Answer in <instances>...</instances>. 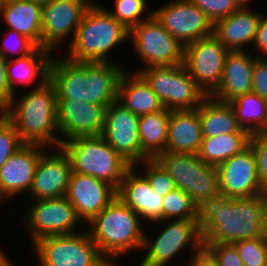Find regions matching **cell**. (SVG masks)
Instances as JSON below:
<instances>
[{
	"label": "cell",
	"instance_id": "obj_1",
	"mask_svg": "<svg viewBox=\"0 0 267 266\" xmlns=\"http://www.w3.org/2000/svg\"><path fill=\"white\" fill-rule=\"evenodd\" d=\"M114 62H75L52 56L49 80L54 84L57 99L81 100L109 106L118 100L119 83L126 71Z\"/></svg>",
	"mask_w": 267,
	"mask_h": 266
},
{
	"label": "cell",
	"instance_id": "obj_2",
	"mask_svg": "<svg viewBox=\"0 0 267 266\" xmlns=\"http://www.w3.org/2000/svg\"><path fill=\"white\" fill-rule=\"evenodd\" d=\"M203 242L234 243L267 237L261 194L219 197L201 210Z\"/></svg>",
	"mask_w": 267,
	"mask_h": 266
},
{
	"label": "cell",
	"instance_id": "obj_3",
	"mask_svg": "<svg viewBox=\"0 0 267 266\" xmlns=\"http://www.w3.org/2000/svg\"><path fill=\"white\" fill-rule=\"evenodd\" d=\"M30 90L21 96L16 92L2 114L14 125L24 144L60 147L54 84L47 80L39 87L34 84Z\"/></svg>",
	"mask_w": 267,
	"mask_h": 266
},
{
	"label": "cell",
	"instance_id": "obj_4",
	"mask_svg": "<svg viewBox=\"0 0 267 266\" xmlns=\"http://www.w3.org/2000/svg\"><path fill=\"white\" fill-rule=\"evenodd\" d=\"M88 224L92 241L112 266H118L125 253L141 252L145 222L117 197Z\"/></svg>",
	"mask_w": 267,
	"mask_h": 266
},
{
	"label": "cell",
	"instance_id": "obj_5",
	"mask_svg": "<svg viewBox=\"0 0 267 266\" xmlns=\"http://www.w3.org/2000/svg\"><path fill=\"white\" fill-rule=\"evenodd\" d=\"M92 3L77 28L65 57L75 62H113L108 55L129 39V30L106 11ZM108 55V56H107Z\"/></svg>",
	"mask_w": 267,
	"mask_h": 266
},
{
	"label": "cell",
	"instance_id": "obj_6",
	"mask_svg": "<svg viewBox=\"0 0 267 266\" xmlns=\"http://www.w3.org/2000/svg\"><path fill=\"white\" fill-rule=\"evenodd\" d=\"M72 172L90 175L119 189L131 165L100 136L77 137L61 143Z\"/></svg>",
	"mask_w": 267,
	"mask_h": 266
},
{
	"label": "cell",
	"instance_id": "obj_7",
	"mask_svg": "<svg viewBox=\"0 0 267 266\" xmlns=\"http://www.w3.org/2000/svg\"><path fill=\"white\" fill-rule=\"evenodd\" d=\"M155 159L200 210L220 197L217 167L204 163L197 154L164 152Z\"/></svg>",
	"mask_w": 267,
	"mask_h": 266
},
{
	"label": "cell",
	"instance_id": "obj_8",
	"mask_svg": "<svg viewBox=\"0 0 267 266\" xmlns=\"http://www.w3.org/2000/svg\"><path fill=\"white\" fill-rule=\"evenodd\" d=\"M154 223L156 226L162 223L165 225H162L163 229L161 228L160 232L157 231L154 239L151 237L152 234L148 236L149 232L144 234L141 251L145 254L140 262L146 265L170 266L174 259L180 258L178 256L183 251L189 250L193 254L204 246L200 220H160Z\"/></svg>",
	"mask_w": 267,
	"mask_h": 266
},
{
	"label": "cell",
	"instance_id": "obj_9",
	"mask_svg": "<svg viewBox=\"0 0 267 266\" xmlns=\"http://www.w3.org/2000/svg\"><path fill=\"white\" fill-rule=\"evenodd\" d=\"M81 231L45 236L34 242L31 247L38 265L112 266L99 252L87 228Z\"/></svg>",
	"mask_w": 267,
	"mask_h": 266
},
{
	"label": "cell",
	"instance_id": "obj_10",
	"mask_svg": "<svg viewBox=\"0 0 267 266\" xmlns=\"http://www.w3.org/2000/svg\"><path fill=\"white\" fill-rule=\"evenodd\" d=\"M137 70V71H136ZM167 110L196 109L207 97L184 64L136 69Z\"/></svg>",
	"mask_w": 267,
	"mask_h": 266
},
{
	"label": "cell",
	"instance_id": "obj_11",
	"mask_svg": "<svg viewBox=\"0 0 267 266\" xmlns=\"http://www.w3.org/2000/svg\"><path fill=\"white\" fill-rule=\"evenodd\" d=\"M129 40L144 65L140 69L183 63L184 45L167 32L154 15L130 29Z\"/></svg>",
	"mask_w": 267,
	"mask_h": 266
},
{
	"label": "cell",
	"instance_id": "obj_12",
	"mask_svg": "<svg viewBox=\"0 0 267 266\" xmlns=\"http://www.w3.org/2000/svg\"><path fill=\"white\" fill-rule=\"evenodd\" d=\"M26 211L21 220L31 244L45 236L79 232L83 224L66 196L33 201Z\"/></svg>",
	"mask_w": 267,
	"mask_h": 266
},
{
	"label": "cell",
	"instance_id": "obj_13",
	"mask_svg": "<svg viewBox=\"0 0 267 266\" xmlns=\"http://www.w3.org/2000/svg\"><path fill=\"white\" fill-rule=\"evenodd\" d=\"M228 53L214 34L184 46L183 64L207 96L217 88L221 80Z\"/></svg>",
	"mask_w": 267,
	"mask_h": 266
},
{
	"label": "cell",
	"instance_id": "obj_14",
	"mask_svg": "<svg viewBox=\"0 0 267 266\" xmlns=\"http://www.w3.org/2000/svg\"><path fill=\"white\" fill-rule=\"evenodd\" d=\"M153 15L184 46L213 34V23L189 0L167 1Z\"/></svg>",
	"mask_w": 267,
	"mask_h": 266
},
{
	"label": "cell",
	"instance_id": "obj_15",
	"mask_svg": "<svg viewBox=\"0 0 267 266\" xmlns=\"http://www.w3.org/2000/svg\"><path fill=\"white\" fill-rule=\"evenodd\" d=\"M94 0H53L42 6V48L53 52L59 44H70ZM58 46V47H57Z\"/></svg>",
	"mask_w": 267,
	"mask_h": 266
},
{
	"label": "cell",
	"instance_id": "obj_16",
	"mask_svg": "<svg viewBox=\"0 0 267 266\" xmlns=\"http://www.w3.org/2000/svg\"><path fill=\"white\" fill-rule=\"evenodd\" d=\"M139 116L118 100L106 108L104 140L131 166L141 163V141L138 131Z\"/></svg>",
	"mask_w": 267,
	"mask_h": 266
},
{
	"label": "cell",
	"instance_id": "obj_17",
	"mask_svg": "<svg viewBox=\"0 0 267 266\" xmlns=\"http://www.w3.org/2000/svg\"><path fill=\"white\" fill-rule=\"evenodd\" d=\"M217 171L221 197L255 196L265 189L259 180L256 156L250 145L219 164Z\"/></svg>",
	"mask_w": 267,
	"mask_h": 266
},
{
	"label": "cell",
	"instance_id": "obj_18",
	"mask_svg": "<svg viewBox=\"0 0 267 266\" xmlns=\"http://www.w3.org/2000/svg\"><path fill=\"white\" fill-rule=\"evenodd\" d=\"M108 106L81 100L57 99V122L61 143L77 137L102 135Z\"/></svg>",
	"mask_w": 267,
	"mask_h": 266
},
{
	"label": "cell",
	"instance_id": "obj_19",
	"mask_svg": "<svg viewBox=\"0 0 267 266\" xmlns=\"http://www.w3.org/2000/svg\"><path fill=\"white\" fill-rule=\"evenodd\" d=\"M52 150L47 148L41 154L37 164L32 185L28 191L34 201L63 197L68 191L72 173L70 158L62 147H54Z\"/></svg>",
	"mask_w": 267,
	"mask_h": 266
},
{
	"label": "cell",
	"instance_id": "obj_20",
	"mask_svg": "<svg viewBox=\"0 0 267 266\" xmlns=\"http://www.w3.org/2000/svg\"><path fill=\"white\" fill-rule=\"evenodd\" d=\"M66 197L77 217L88 224L117 197V190L95 177L72 172Z\"/></svg>",
	"mask_w": 267,
	"mask_h": 266
},
{
	"label": "cell",
	"instance_id": "obj_21",
	"mask_svg": "<svg viewBox=\"0 0 267 266\" xmlns=\"http://www.w3.org/2000/svg\"><path fill=\"white\" fill-rule=\"evenodd\" d=\"M47 147L24 144L0 168V196L6 201L30 190L41 154Z\"/></svg>",
	"mask_w": 267,
	"mask_h": 266
},
{
	"label": "cell",
	"instance_id": "obj_22",
	"mask_svg": "<svg viewBox=\"0 0 267 266\" xmlns=\"http://www.w3.org/2000/svg\"><path fill=\"white\" fill-rule=\"evenodd\" d=\"M117 198L138 214L142 221L155 225L154 222L163 220V197L153 191L147 179L134 166L125 172Z\"/></svg>",
	"mask_w": 267,
	"mask_h": 266
},
{
	"label": "cell",
	"instance_id": "obj_23",
	"mask_svg": "<svg viewBox=\"0 0 267 266\" xmlns=\"http://www.w3.org/2000/svg\"><path fill=\"white\" fill-rule=\"evenodd\" d=\"M248 51L229 52L217 88L209 95L221 102L252 92V72L257 57Z\"/></svg>",
	"mask_w": 267,
	"mask_h": 266
},
{
	"label": "cell",
	"instance_id": "obj_24",
	"mask_svg": "<svg viewBox=\"0 0 267 266\" xmlns=\"http://www.w3.org/2000/svg\"><path fill=\"white\" fill-rule=\"evenodd\" d=\"M261 16L262 13L253 8H239L218 20L213 26V34L229 52L249 51L245 47L253 45Z\"/></svg>",
	"mask_w": 267,
	"mask_h": 266
},
{
	"label": "cell",
	"instance_id": "obj_25",
	"mask_svg": "<svg viewBox=\"0 0 267 266\" xmlns=\"http://www.w3.org/2000/svg\"><path fill=\"white\" fill-rule=\"evenodd\" d=\"M202 139L199 106L170 111L166 152L197 154Z\"/></svg>",
	"mask_w": 267,
	"mask_h": 266
},
{
	"label": "cell",
	"instance_id": "obj_26",
	"mask_svg": "<svg viewBox=\"0 0 267 266\" xmlns=\"http://www.w3.org/2000/svg\"><path fill=\"white\" fill-rule=\"evenodd\" d=\"M3 18V19H2ZM42 48V5L34 0L0 1V20Z\"/></svg>",
	"mask_w": 267,
	"mask_h": 266
},
{
	"label": "cell",
	"instance_id": "obj_27",
	"mask_svg": "<svg viewBox=\"0 0 267 266\" xmlns=\"http://www.w3.org/2000/svg\"><path fill=\"white\" fill-rule=\"evenodd\" d=\"M52 51L36 47L31 53L9 59L7 61V78L12 91L16 94V86L33 85L37 87L49 80V67ZM38 80V81H37Z\"/></svg>",
	"mask_w": 267,
	"mask_h": 266
},
{
	"label": "cell",
	"instance_id": "obj_28",
	"mask_svg": "<svg viewBox=\"0 0 267 266\" xmlns=\"http://www.w3.org/2000/svg\"><path fill=\"white\" fill-rule=\"evenodd\" d=\"M126 70L119 83L118 101L132 113L141 116L163 110L159 97L138 72Z\"/></svg>",
	"mask_w": 267,
	"mask_h": 266
},
{
	"label": "cell",
	"instance_id": "obj_29",
	"mask_svg": "<svg viewBox=\"0 0 267 266\" xmlns=\"http://www.w3.org/2000/svg\"><path fill=\"white\" fill-rule=\"evenodd\" d=\"M199 117L203 137H215L230 133H249L238 125L229 102H221L211 96H207L200 104Z\"/></svg>",
	"mask_w": 267,
	"mask_h": 266
},
{
	"label": "cell",
	"instance_id": "obj_30",
	"mask_svg": "<svg viewBox=\"0 0 267 266\" xmlns=\"http://www.w3.org/2000/svg\"><path fill=\"white\" fill-rule=\"evenodd\" d=\"M170 111L164 108L139 116L141 162L146 159H155L159 154L166 152Z\"/></svg>",
	"mask_w": 267,
	"mask_h": 266
},
{
	"label": "cell",
	"instance_id": "obj_31",
	"mask_svg": "<svg viewBox=\"0 0 267 266\" xmlns=\"http://www.w3.org/2000/svg\"><path fill=\"white\" fill-rule=\"evenodd\" d=\"M250 133L203 137L197 155L206 164L218 166L249 146Z\"/></svg>",
	"mask_w": 267,
	"mask_h": 266
},
{
	"label": "cell",
	"instance_id": "obj_32",
	"mask_svg": "<svg viewBox=\"0 0 267 266\" xmlns=\"http://www.w3.org/2000/svg\"><path fill=\"white\" fill-rule=\"evenodd\" d=\"M238 125L250 134L263 131L267 126V101L254 92L236 97L229 102Z\"/></svg>",
	"mask_w": 267,
	"mask_h": 266
},
{
	"label": "cell",
	"instance_id": "obj_33",
	"mask_svg": "<svg viewBox=\"0 0 267 266\" xmlns=\"http://www.w3.org/2000/svg\"><path fill=\"white\" fill-rule=\"evenodd\" d=\"M201 220V210L184 191L175 188L163 197L164 220Z\"/></svg>",
	"mask_w": 267,
	"mask_h": 266
},
{
	"label": "cell",
	"instance_id": "obj_34",
	"mask_svg": "<svg viewBox=\"0 0 267 266\" xmlns=\"http://www.w3.org/2000/svg\"><path fill=\"white\" fill-rule=\"evenodd\" d=\"M114 2L112 10L104 8L128 30L153 15V10L147 0H115ZM147 9L148 13H146Z\"/></svg>",
	"mask_w": 267,
	"mask_h": 266
},
{
	"label": "cell",
	"instance_id": "obj_35",
	"mask_svg": "<svg viewBox=\"0 0 267 266\" xmlns=\"http://www.w3.org/2000/svg\"><path fill=\"white\" fill-rule=\"evenodd\" d=\"M139 166L144 169L140 173L160 196L164 197L176 188L173 179L156 159H146L134 165L137 170Z\"/></svg>",
	"mask_w": 267,
	"mask_h": 266
},
{
	"label": "cell",
	"instance_id": "obj_36",
	"mask_svg": "<svg viewBox=\"0 0 267 266\" xmlns=\"http://www.w3.org/2000/svg\"><path fill=\"white\" fill-rule=\"evenodd\" d=\"M245 266H266L267 237L241 240L232 243Z\"/></svg>",
	"mask_w": 267,
	"mask_h": 266
},
{
	"label": "cell",
	"instance_id": "obj_37",
	"mask_svg": "<svg viewBox=\"0 0 267 266\" xmlns=\"http://www.w3.org/2000/svg\"><path fill=\"white\" fill-rule=\"evenodd\" d=\"M11 36V37H10ZM10 37V38H9ZM0 53L7 59H14L31 53L37 46L27 37L7 28L2 35ZM9 39V40H8ZM17 56H16V55Z\"/></svg>",
	"mask_w": 267,
	"mask_h": 266
},
{
	"label": "cell",
	"instance_id": "obj_38",
	"mask_svg": "<svg viewBox=\"0 0 267 266\" xmlns=\"http://www.w3.org/2000/svg\"><path fill=\"white\" fill-rule=\"evenodd\" d=\"M23 145L14 125L0 113V168Z\"/></svg>",
	"mask_w": 267,
	"mask_h": 266
},
{
	"label": "cell",
	"instance_id": "obj_39",
	"mask_svg": "<svg viewBox=\"0 0 267 266\" xmlns=\"http://www.w3.org/2000/svg\"><path fill=\"white\" fill-rule=\"evenodd\" d=\"M202 10L213 25L220 19L226 18L239 8L233 0H189Z\"/></svg>",
	"mask_w": 267,
	"mask_h": 266
},
{
	"label": "cell",
	"instance_id": "obj_40",
	"mask_svg": "<svg viewBox=\"0 0 267 266\" xmlns=\"http://www.w3.org/2000/svg\"><path fill=\"white\" fill-rule=\"evenodd\" d=\"M203 245L216 259L218 266H245L232 243L203 242Z\"/></svg>",
	"mask_w": 267,
	"mask_h": 266
},
{
	"label": "cell",
	"instance_id": "obj_41",
	"mask_svg": "<svg viewBox=\"0 0 267 266\" xmlns=\"http://www.w3.org/2000/svg\"><path fill=\"white\" fill-rule=\"evenodd\" d=\"M249 145L256 156L259 180L267 187V132L263 130L251 134Z\"/></svg>",
	"mask_w": 267,
	"mask_h": 266
},
{
	"label": "cell",
	"instance_id": "obj_42",
	"mask_svg": "<svg viewBox=\"0 0 267 266\" xmlns=\"http://www.w3.org/2000/svg\"><path fill=\"white\" fill-rule=\"evenodd\" d=\"M252 80V92L267 101V59H256Z\"/></svg>",
	"mask_w": 267,
	"mask_h": 266
},
{
	"label": "cell",
	"instance_id": "obj_43",
	"mask_svg": "<svg viewBox=\"0 0 267 266\" xmlns=\"http://www.w3.org/2000/svg\"><path fill=\"white\" fill-rule=\"evenodd\" d=\"M7 61L8 60L0 53V113L11 104L15 96L7 78Z\"/></svg>",
	"mask_w": 267,
	"mask_h": 266
},
{
	"label": "cell",
	"instance_id": "obj_44",
	"mask_svg": "<svg viewBox=\"0 0 267 266\" xmlns=\"http://www.w3.org/2000/svg\"><path fill=\"white\" fill-rule=\"evenodd\" d=\"M257 58L267 59V15L263 14L259 21L256 38L253 43ZM258 51V52H257Z\"/></svg>",
	"mask_w": 267,
	"mask_h": 266
},
{
	"label": "cell",
	"instance_id": "obj_45",
	"mask_svg": "<svg viewBox=\"0 0 267 266\" xmlns=\"http://www.w3.org/2000/svg\"><path fill=\"white\" fill-rule=\"evenodd\" d=\"M187 259L184 266H218L216 259L204 246Z\"/></svg>",
	"mask_w": 267,
	"mask_h": 266
},
{
	"label": "cell",
	"instance_id": "obj_46",
	"mask_svg": "<svg viewBox=\"0 0 267 266\" xmlns=\"http://www.w3.org/2000/svg\"><path fill=\"white\" fill-rule=\"evenodd\" d=\"M261 197L263 203L264 226L267 232V187H265L264 191L261 194Z\"/></svg>",
	"mask_w": 267,
	"mask_h": 266
},
{
	"label": "cell",
	"instance_id": "obj_47",
	"mask_svg": "<svg viewBox=\"0 0 267 266\" xmlns=\"http://www.w3.org/2000/svg\"><path fill=\"white\" fill-rule=\"evenodd\" d=\"M11 259L8 257L3 247H0V266H14Z\"/></svg>",
	"mask_w": 267,
	"mask_h": 266
},
{
	"label": "cell",
	"instance_id": "obj_48",
	"mask_svg": "<svg viewBox=\"0 0 267 266\" xmlns=\"http://www.w3.org/2000/svg\"><path fill=\"white\" fill-rule=\"evenodd\" d=\"M233 1L238 8H251V6H249V3H251L252 0H233Z\"/></svg>",
	"mask_w": 267,
	"mask_h": 266
},
{
	"label": "cell",
	"instance_id": "obj_49",
	"mask_svg": "<svg viewBox=\"0 0 267 266\" xmlns=\"http://www.w3.org/2000/svg\"><path fill=\"white\" fill-rule=\"evenodd\" d=\"M34 1L43 6V5L48 4L49 2H51L53 0H34Z\"/></svg>",
	"mask_w": 267,
	"mask_h": 266
},
{
	"label": "cell",
	"instance_id": "obj_50",
	"mask_svg": "<svg viewBox=\"0 0 267 266\" xmlns=\"http://www.w3.org/2000/svg\"><path fill=\"white\" fill-rule=\"evenodd\" d=\"M138 266H149V265H146V264H144V263H142V262H140L139 261V264H137ZM118 266H122L121 264L120 265H118ZM179 266H182L181 264L179 265Z\"/></svg>",
	"mask_w": 267,
	"mask_h": 266
},
{
	"label": "cell",
	"instance_id": "obj_51",
	"mask_svg": "<svg viewBox=\"0 0 267 266\" xmlns=\"http://www.w3.org/2000/svg\"><path fill=\"white\" fill-rule=\"evenodd\" d=\"M2 202H6V200H4L1 196H0V205H2Z\"/></svg>",
	"mask_w": 267,
	"mask_h": 266
}]
</instances>
